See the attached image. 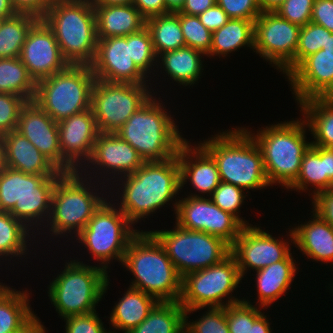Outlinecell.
I'll use <instances>...</instances> for the list:
<instances>
[{
	"instance_id": "cell-40",
	"label": "cell",
	"mask_w": 333,
	"mask_h": 333,
	"mask_svg": "<svg viewBox=\"0 0 333 333\" xmlns=\"http://www.w3.org/2000/svg\"><path fill=\"white\" fill-rule=\"evenodd\" d=\"M127 44H130L131 59L148 76L147 74L151 73L150 69L153 70L151 67L160 62L154 51L151 36L146 26L138 32L127 35Z\"/></svg>"
},
{
	"instance_id": "cell-52",
	"label": "cell",
	"mask_w": 333,
	"mask_h": 333,
	"mask_svg": "<svg viewBox=\"0 0 333 333\" xmlns=\"http://www.w3.org/2000/svg\"><path fill=\"white\" fill-rule=\"evenodd\" d=\"M198 17L202 25L211 33L223 27L230 20L226 12L217 3L200 14Z\"/></svg>"
},
{
	"instance_id": "cell-21",
	"label": "cell",
	"mask_w": 333,
	"mask_h": 333,
	"mask_svg": "<svg viewBox=\"0 0 333 333\" xmlns=\"http://www.w3.org/2000/svg\"><path fill=\"white\" fill-rule=\"evenodd\" d=\"M298 103L333 98V53L324 49L306 57L288 76Z\"/></svg>"
},
{
	"instance_id": "cell-16",
	"label": "cell",
	"mask_w": 333,
	"mask_h": 333,
	"mask_svg": "<svg viewBox=\"0 0 333 333\" xmlns=\"http://www.w3.org/2000/svg\"><path fill=\"white\" fill-rule=\"evenodd\" d=\"M174 205L177 225L219 237L230 246L244 227L235 216L214 204L211 197L206 199L202 195L191 193L187 198L176 201Z\"/></svg>"
},
{
	"instance_id": "cell-36",
	"label": "cell",
	"mask_w": 333,
	"mask_h": 333,
	"mask_svg": "<svg viewBox=\"0 0 333 333\" xmlns=\"http://www.w3.org/2000/svg\"><path fill=\"white\" fill-rule=\"evenodd\" d=\"M185 309L178 302H158L147 318L129 333H184Z\"/></svg>"
},
{
	"instance_id": "cell-6",
	"label": "cell",
	"mask_w": 333,
	"mask_h": 333,
	"mask_svg": "<svg viewBox=\"0 0 333 333\" xmlns=\"http://www.w3.org/2000/svg\"><path fill=\"white\" fill-rule=\"evenodd\" d=\"M305 127L308 128L305 119H293L266 126L256 135L244 128L260 147L271 186L279 183L288 188L297 179L302 157L311 146V142L306 141Z\"/></svg>"
},
{
	"instance_id": "cell-2",
	"label": "cell",
	"mask_w": 333,
	"mask_h": 333,
	"mask_svg": "<svg viewBox=\"0 0 333 333\" xmlns=\"http://www.w3.org/2000/svg\"><path fill=\"white\" fill-rule=\"evenodd\" d=\"M122 265L135 279L129 287L159 302L179 301L182 278L163 247L149 231H139L129 242Z\"/></svg>"
},
{
	"instance_id": "cell-32",
	"label": "cell",
	"mask_w": 333,
	"mask_h": 333,
	"mask_svg": "<svg viewBox=\"0 0 333 333\" xmlns=\"http://www.w3.org/2000/svg\"><path fill=\"white\" fill-rule=\"evenodd\" d=\"M309 131L315 141L311 145L333 147V98H311L299 103Z\"/></svg>"
},
{
	"instance_id": "cell-57",
	"label": "cell",
	"mask_w": 333,
	"mask_h": 333,
	"mask_svg": "<svg viewBox=\"0 0 333 333\" xmlns=\"http://www.w3.org/2000/svg\"><path fill=\"white\" fill-rule=\"evenodd\" d=\"M17 14L10 0H0V19H8Z\"/></svg>"
},
{
	"instance_id": "cell-30",
	"label": "cell",
	"mask_w": 333,
	"mask_h": 333,
	"mask_svg": "<svg viewBox=\"0 0 333 333\" xmlns=\"http://www.w3.org/2000/svg\"><path fill=\"white\" fill-rule=\"evenodd\" d=\"M123 298L116 303L110 314V324L116 330L129 333L140 325L159 302L141 290L129 287Z\"/></svg>"
},
{
	"instance_id": "cell-15",
	"label": "cell",
	"mask_w": 333,
	"mask_h": 333,
	"mask_svg": "<svg viewBox=\"0 0 333 333\" xmlns=\"http://www.w3.org/2000/svg\"><path fill=\"white\" fill-rule=\"evenodd\" d=\"M300 30L275 11L262 12L254 21V52L288 76L295 69Z\"/></svg>"
},
{
	"instance_id": "cell-55",
	"label": "cell",
	"mask_w": 333,
	"mask_h": 333,
	"mask_svg": "<svg viewBox=\"0 0 333 333\" xmlns=\"http://www.w3.org/2000/svg\"><path fill=\"white\" fill-rule=\"evenodd\" d=\"M216 0H185V3L178 13L190 16H199L212 7Z\"/></svg>"
},
{
	"instance_id": "cell-64",
	"label": "cell",
	"mask_w": 333,
	"mask_h": 333,
	"mask_svg": "<svg viewBox=\"0 0 333 333\" xmlns=\"http://www.w3.org/2000/svg\"><path fill=\"white\" fill-rule=\"evenodd\" d=\"M328 191L333 193V180L331 181V184H330V187H329Z\"/></svg>"
},
{
	"instance_id": "cell-33",
	"label": "cell",
	"mask_w": 333,
	"mask_h": 333,
	"mask_svg": "<svg viewBox=\"0 0 333 333\" xmlns=\"http://www.w3.org/2000/svg\"><path fill=\"white\" fill-rule=\"evenodd\" d=\"M203 52L191 47H182L177 50L167 51L160 56L158 60L162 61V65L168 77H171L179 85H192L200 78L203 67L202 56ZM160 57V58H159ZM170 75V76H169Z\"/></svg>"
},
{
	"instance_id": "cell-35",
	"label": "cell",
	"mask_w": 333,
	"mask_h": 333,
	"mask_svg": "<svg viewBox=\"0 0 333 333\" xmlns=\"http://www.w3.org/2000/svg\"><path fill=\"white\" fill-rule=\"evenodd\" d=\"M145 26L150 33L157 57L164 52L186 46L178 12L152 16L146 19Z\"/></svg>"
},
{
	"instance_id": "cell-11",
	"label": "cell",
	"mask_w": 333,
	"mask_h": 333,
	"mask_svg": "<svg viewBox=\"0 0 333 333\" xmlns=\"http://www.w3.org/2000/svg\"><path fill=\"white\" fill-rule=\"evenodd\" d=\"M174 228L149 232L163 247L181 278L216 265L231 253V246L219 237L187 230L177 224Z\"/></svg>"
},
{
	"instance_id": "cell-18",
	"label": "cell",
	"mask_w": 333,
	"mask_h": 333,
	"mask_svg": "<svg viewBox=\"0 0 333 333\" xmlns=\"http://www.w3.org/2000/svg\"><path fill=\"white\" fill-rule=\"evenodd\" d=\"M58 128L62 172L79 171L90 160L95 140L100 133L91 108L60 121ZM79 160H85L84 164Z\"/></svg>"
},
{
	"instance_id": "cell-61",
	"label": "cell",
	"mask_w": 333,
	"mask_h": 333,
	"mask_svg": "<svg viewBox=\"0 0 333 333\" xmlns=\"http://www.w3.org/2000/svg\"><path fill=\"white\" fill-rule=\"evenodd\" d=\"M185 0H165L166 14L179 12L183 7Z\"/></svg>"
},
{
	"instance_id": "cell-3",
	"label": "cell",
	"mask_w": 333,
	"mask_h": 333,
	"mask_svg": "<svg viewBox=\"0 0 333 333\" xmlns=\"http://www.w3.org/2000/svg\"><path fill=\"white\" fill-rule=\"evenodd\" d=\"M199 144L214 158L221 182L243 190L270 186L260 147L244 128L220 132Z\"/></svg>"
},
{
	"instance_id": "cell-13",
	"label": "cell",
	"mask_w": 333,
	"mask_h": 333,
	"mask_svg": "<svg viewBox=\"0 0 333 333\" xmlns=\"http://www.w3.org/2000/svg\"><path fill=\"white\" fill-rule=\"evenodd\" d=\"M114 205L106 199L76 239L87 247L92 257L101 262L99 266L106 271L111 259L123 263L129 242L139 232L133 228L127 216Z\"/></svg>"
},
{
	"instance_id": "cell-54",
	"label": "cell",
	"mask_w": 333,
	"mask_h": 333,
	"mask_svg": "<svg viewBox=\"0 0 333 333\" xmlns=\"http://www.w3.org/2000/svg\"><path fill=\"white\" fill-rule=\"evenodd\" d=\"M133 5L145 19L166 14L165 0H133Z\"/></svg>"
},
{
	"instance_id": "cell-43",
	"label": "cell",
	"mask_w": 333,
	"mask_h": 333,
	"mask_svg": "<svg viewBox=\"0 0 333 333\" xmlns=\"http://www.w3.org/2000/svg\"><path fill=\"white\" fill-rule=\"evenodd\" d=\"M180 25L185 45L207 55L211 49L212 33L202 25L199 17L180 13Z\"/></svg>"
},
{
	"instance_id": "cell-5",
	"label": "cell",
	"mask_w": 333,
	"mask_h": 333,
	"mask_svg": "<svg viewBox=\"0 0 333 333\" xmlns=\"http://www.w3.org/2000/svg\"><path fill=\"white\" fill-rule=\"evenodd\" d=\"M160 101L152 96L115 132L145 162L164 161L176 156L186 140Z\"/></svg>"
},
{
	"instance_id": "cell-25",
	"label": "cell",
	"mask_w": 333,
	"mask_h": 333,
	"mask_svg": "<svg viewBox=\"0 0 333 333\" xmlns=\"http://www.w3.org/2000/svg\"><path fill=\"white\" fill-rule=\"evenodd\" d=\"M3 137L8 168L30 175H62L64 173L16 130L4 134Z\"/></svg>"
},
{
	"instance_id": "cell-47",
	"label": "cell",
	"mask_w": 333,
	"mask_h": 333,
	"mask_svg": "<svg viewBox=\"0 0 333 333\" xmlns=\"http://www.w3.org/2000/svg\"><path fill=\"white\" fill-rule=\"evenodd\" d=\"M314 1L315 0H284L275 12L282 18L302 27L311 22Z\"/></svg>"
},
{
	"instance_id": "cell-53",
	"label": "cell",
	"mask_w": 333,
	"mask_h": 333,
	"mask_svg": "<svg viewBox=\"0 0 333 333\" xmlns=\"http://www.w3.org/2000/svg\"><path fill=\"white\" fill-rule=\"evenodd\" d=\"M17 13H28L41 19L55 0H10Z\"/></svg>"
},
{
	"instance_id": "cell-23",
	"label": "cell",
	"mask_w": 333,
	"mask_h": 333,
	"mask_svg": "<svg viewBox=\"0 0 333 333\" xmlns=\"http://www.w3.org/2000/svg\"><path fill=\"white\" fill-rule=\"evenodd\" d=\"M144 162L138 152L116 133L100 132L95 140L91 158L86 164H90L87 165L89 167L95 165L92 169L103 170V174L112 173L111 179H114L134 173Z\"/></svg>"
},
{
	"instance_id": "cell-26",
	"label": "cell",
	"mask_w": 333,
	"mask_h": 333,
	"mask_svg": "<svg viewBox=\"0 0 333 333\" xmlns=\"http://www.w3.org/2000/svg\"><path fill=\"white\" fill-rule=\"evenodd\" d=\"M312 213V220L290 230L291 243L308 258L333 264V227Z\"/></svg>"
},
{
	"instance_id": "cell-45",
	"label": "cell",
	"mask_w": 333,
	"mask_h": 333,
	"mask_svg": "<svg viewBox=\"0 0 333 333\" xmlns=\"http://www.w3.org/2000/svg\"><path fill=\"white\" fill-rule=\"evenodd\" d=\"M242 188L230 183L221 182L210 197L214 204L225 212L231 213L235 216L244 226H249L246 220L241 219L238 215L240 207L244 202L246 195ZM247 222V223H246Z\"/></svg>"
},
{
	"instance_id": "cell-48",
	"label": "cell",
	"mask_w": 333,
	"mask_h": 333,
	"mask_svg": "<svg viewBox=\"0 0 333 333\" xmlns=\"http://www.w3.org/2000/svg\"><path fill=\"white\" fill-rule=\"evenodd\" d=\"M230 19L255 21L262 13L257 0H216Z\"/></svg>"
},
{
	"instance_id": "cell-46",
	"label": "cell",
	"mask_w": 333,
	"mask_h": 333,
	"mask_svg": "<svg viewBox=\"0 0 333 333\" xmlns=\"http://www.w3.org/2000/svg\"><path fill=\"white\" fill-rule=\"evenodd\" d=\"M26 102L20 95L0 93V134L16 130L21 109Z\"/></svg>"
},
{
	"instance_id": "cell-7",
	"label": "cell",
	"mask_w": 333,
	"mask_h": 333,
	"mask_svg": "<svg viewBox=\"0 0 333 333\" xmlns=\"http://www.w3.org/2000/svg\"><path fill=\"white\" fill-rule=\"evenodd\" d=\"M60 176L30 175L6 167L0 172V211L9 212L30 230L44 224Z\"/></svg>"
},
{
	"instance_id": "cell-17",
	"label": "cell",
	"mask_w": 333,
	"mask_h": 333,
	"mask_svg": "<svg viewBox=\"0 0 333 333\" xmlns=\"http://www.w3.org/2000/svg\"><path fill=\"white\" fill-rule=\"evenodd\" d=\"M261 227L244 226L239 237L231 245L241 278L249 268L261 270L275 262L285 260L291 253L289 242L276 239Z\"/></svg>"
},
{
	"instance_id": "cell-65",
	"label": "cell",
	"mask_w": 333,
	"mask_h": 333,
	"mask_svg": "<svg viewBox=\"0 0 333 333\" xmlns=\"http://www.w3.org/2000/svg\"><path fill=\"white\" fill-rule=\"evenodd\" d=\"M3 20L4 19H0V29H1V26H2V23H3Z\"/></svg>"
},
{
	"instance_id": "cell-60",
	"label": "cell",
	"mask_w": 333,
	"mask_h": 333,
	"mask_svg": "<svg viewBox=\"0 0 333 333\" xmlns=\"http://www.w3.org/2000/svg\"><path fill=\"white\" fill-rule=\"evenodd\" d=\"M92 6L132 5L133 0H88Z\"/></svg>"
},
{
	"instance_id": "cell-1",
	"label": "cell",
	"mask_w": 333,
	"mask_h": 333,
	"mask_svg": "<svg viewBox=\"0 0 333 333\" xmlns=\"http://www.w3.org/2000/svg\"><path fill=\"white\" fill-rule=\"evenodd\" d=\"M119 209L135 224L146 218L181 191L177 155L164 161L144 162L134 173L123 176ZM124 179V180H123ZM146 216V217H145Z\"/></svg>"
},
{
	"instance_id": "cell-24",
	"label": "cell",
	"mask_w": 333,
	"mask_h": 333,
	"mask_svg": "<svg viewBox=\"0 0 333 333\" xmlns=\"http://www.w3.org/2000/svg\"><path fill=\"white\" fill-rule=\"evenodd\" d=\"M189 142L185 140L177 153L181 189L189 179L188 181L193 185V188L204 195L208 193L211 196L221 183L217 164L200 144L192 148Z\"/></svg>"
},
{
	"instance_id": "cell-49",
	"label": "cell",
	"mask_w": 333,
	"mask_h": 333,
	"mask_svg": "<svg viewBox=\"0 0 333 333\" xmlns=\"http://www.w3.org/2000/svg\"><path fill=\"white\" fill-rule=\"evenodd\" d=\"M98 313L92 312L64 318L66 321L65 333H107Z\"/></svg>"
},
{
	"instance_id": "cell-10",
	"label": "cell",
	"mask_w": 333,
	"mask_h": 333,
	"mask_svg": "<svg viewBox=\"0 0 333 333\" xmlns=\"http://www.w3.org/2000/svg\"><path fill=\"white\" fill-rule=\"evenodd\" d=\"M95 75L89 65H69L36 82L35 101L57 123L91 108Z\"/></svg>"
},
{
	"instance_id": "cell-58",
	"label": "cell",
	"mask_w": 333,
	"mask_h": 333,
	"mask_svg": "<svg viewBox=\"0 0 333 333\" xmlns=\"http://www.w3.org/2000/svg\"><path fill=\"white\" fill-rule=\"evenodd\" d=\"M19 333H46L45 327L41 324V321L36 317L27 327H25Z\"/></svg>"
},
{
	"instance_id": "cell-63",
	"label": "cell",
	"mask_w": 333,
	"mask_h": 333,
	"mask_svg": "<svg viewBox=\"0 0 333 333\" xmlns=\"http://www.w3.org/2000/svg\"><path fill=\"white\" fill-rule=\"evenodd\" d=\"M326 52L333 53V33L331 35H327V42L325 44V48H323Z\"/></svg>"
},
{
	"instance_id": "cell-50",
	"label": "cell",
	"mask_w": 333,
	"mask_h": 333,
	"mask_svg": "<svg viewBox=\"0 0 333 333\" xmlns=\"http://www.w3.org/2000/svg\"><path fill=\"white\" fill-rule=\"evenodd\" d=\"M311 22L321 25L333 33V0H315Z\"/></svg>"
},
{
	"instance_id": "cell-29",
	"label": "cell",
	"mask_w": 333,
	"mask_h": 333,
	"mask_svg": "<svg viewBox=\"0 0 333 333\" xmlns=\"http://www.w3.org/2000/svg\"><path fill=\"white\" fill-rule=\"evenodd\" d=\"M293 258L291 253L285 260L256 271L258 307L265 309L289 290L298 269Z\"/></svg>"
},
{
	"instance_id": "cell-9",
	"label": "cell",
	"mask_w": 333,
	"mask_h": 333,
	"mask_svg": "<svg viewBox=\"0 0 333 333\" xmlns=\"http://www.w3.org/2000/svg\"><path fill=\"white\" fill-rule=\"evenodd\" d=\"M84 172L85 177L80 170L64 172L56 181L47 220V227L51 226L49 232H53L56 237L70 234L72 230L76 234L73 237H76L106 200L103 198L104 193L102 197L97 192L93 193V189H90L93 184L86 178V168Z\"/></svg>"
},
{
	"instance_id": "cell-22",
	"label": "cell",
	"mask_w": 333,
	"mask_h": 333,
	"mask_svg": "<svg viewBox=\"0 0 333 333\" xmlns=\"http://www.w3.org/2000/svg\"><path fill=\"white\" fill-rule=\"evenodd\" d=\"M16 131L62 171L58 123L35 101H27L21 109Z\"/></svg>"
},
{
	"instance_id": "cell-34",
	"label": "cell",
	"mask_w": 333,
	"mask_h": 333,
	"mask_svg": "<svg viewBox=\"0 0 333 333\" xmlns=\"http://www.w3.org/2000/svg\"><path fill=\"white\" fill-rule=\"evenodd\" d=\"M245 46L254 51V21L230 19L223 27L212 33L211 49L207 56L225 57Z\"/></svg>"
},
{
	"instance_id": "cell-27",
	"label": "cell",
	"mask_w": 333,
	"mask_h": 333,
	"mask_svg": "<svg viewBox=\"0 0 333 333\" xmlns=\"http://www.w3.org/2000/svg\"><path fill=\"white\" fill-rule=\"evenodd\" d=\"M333 180V151L311 145L304 153L297 179L287 188L302 192L313 186V196L327 191Z\"/></svg>"
},
{
	"instance_id": "cell-62",
	"label": "cell",
	"mask_w": 333,
	"mask_h": 333,
	"mask_svg": "<svg viewBox=\"0 0 333 333\" xmlns=\"http://www.w3.org/2000/svg\"><path fill=\"white\" fill-rule=\"evenodd\" d=\"M6 167V146L4 137L2 134H0V172L3 171Z\"/></svg>"
},
{
	"instance_id": "cell-38",
	"label": "cell",
	"mask_w": 333,
	"mask_h": 333,
	"mask_svg": "<svg viewBox=\"0 0 333 333\" xmlns=\"http://www.w3.org/2000/svg\"><path fill=\"white\" fill-rule=\"evenodd\" d=\"M39 20L28 13L4 19L0 29V58H17L31 27Z\"/></svg>"
},
{
	"instance_id": "cell-37",
	"label": "cell",
	"mask_w": 333,
	"mask_h": 333,
	"mask_svg": "<svg viewBox=\"0 0 333 333\" xmlns=\"http://www.w3.org/2000/svg\"><path fill=\"white\" fill-rule=\"evenodd\" d=\"M0 93L20 95L27 101L34 99L36 82L19 57L0 58Z\"/></svg>"
},
{
	"instance_id": "cell-31",
	"label": "cell",
	"mask_w": 333,
	"mask_h": 333,
	"mask_svg": "<svg viewBox=\"0 0 333 333\" xmlns=\"http://www.w3.org/2000/svg\"><path fill=\"white\" fill-rule=\"evenodd\" d=\"M29 294L0 283V333H19L37 317Z\"/></svg>"
},
{
	"instance_id": "cell-20",
	"label": "cell",
	"mask_w": 333,
	"mask_h": 333,
	"mask_svg": "<svg viewBox=\"0 0 333 333\" xmlns=\"http://www.w3.org/2000/svg\"><path fill=\"white\" fill-rule=\"evenodd\" d=\"M96 79L112 83L148 84L147 77L130 57L127 36L97 40L94 61L90 65Z\"/></svg>"
},
{
	"instance_id": "cell-51",
	"label": "cell",
	"mask_w": 333,
	"mask_h": 333,
	"mask_svg": "<svg viewBox=\"0 0 333 333\" xmlns=\"http://www.w3.org/2000/svg\"><path fill=\"white\" fill-rule=\"evenodd\" d=\"M313 212L333 227V193L322 191L312 198Z\"/></svg>"
},
{
	"instance_id": "cell-41",
	"label": "cell",
	"mask_w": 333,
	"mask_h": 333,
	"mask_svg": "<svg viewBox=\"0 0 333 333\" xmlns=\"http://www.w3.org/2000/svg\"><path fill=\"white\" fill-rule=\"evenodd\" d=\"M332 32L313 22L301 27L298 47L295 53V68L309 55L325 48L327 35Z\"/></svg>"
},
{
	"instance_id": "cell-42",
	"label": "cell",
	"mask_w": 333,
	"mask_h": 333,
	"mask_svg": "<svg viewBox=\"0 0 333 333\" xmlns=\"http://www.w3.org/2000/svg\"><path fill=\"white\" fill-rule=\"evenodd\" d=\"M260 308L250 304L249 300L226 306V321L230 333H250L253 322L262 314Z\"/></svg>"
},
{
	"instance_id": "cell-44",
	"label": "cell",
	"mask_w": 333,
	"mask_h": 333,
	"mask_svg": "<svg viewBox=\"0 0 333 333\" xmlns=\"http://www.w3.org/2000/svg\"><path fill=\"white\" fill-rule=\"evenodd\" d=\"M208 309L206 314L194 322H187L189 317L184 316V333H230L226 321V307Z\"/></svg>"
},
{
	"instance_id": "cell-56",
	"label": "cell",
	"mask_w": 333,
	"mask_h": 333,
	"mask_svg": "<svg viewBox=\"0 0 333 333\" xmlns=\"http://www.w3.org/2000/svg\"><path fill=\"white\" fill-rule=\"evenodd\" d=\"M264 314L265 312L253 322L250 333H272L269 320L266 319L267 316Z\"/></svg>"
},
{
	"instance_id": "cell-14",
	"label": "cell",
	"mask_w": 333,
	"mask_h": 333,
	"mask_svg": "<svg viewBox=\"0 0 333 333\" xmlns=\"http://www.w3.org/2000/svg\"><path fill=\"white\" fill-rule=\"evenodd\" d=\"M146 84L112 83L95 80L91 110L99 132L115 133L143 106L152 93Z\"/></svg>"
},
{
	"instance_id": "cell-19",
	"label": "cell",
	"mask_w": 333,
	"mask_h": 333,
	"mask_svg": "<svg viewBox=\"0 0 333 333\" xmlns=\"http://www.w3.org/2000/svg\"><path fill=\"white\" fill-rule=\"evenodd\" d=\"M19 59L35 82L61 72L69 66L53 31L42 19L29 30Z\"/></svg>"
},
{
	"instance_id": "cell-59",
	"label": "cell",
	"mask_w": 333,
	"mask_h": 333,
	"mask_svg": "<svg viewBox=\"0 0 333 333\" xmlns=\"http://www.w3.org/2000/svg\"><path fill=\"white\" fill-rule=\"evenodd\" d=\"M262 12L265 11H275L284 0H257Z\"/></svg>"
},
{
	"instance_id": "cell-12",
	"label": "cell",
	"mask_w": 333,
	"mask_h": 333,
	"mask_svg": "<svg viewBox=\"0 0 333 333\" xmlns=\"http://www.w3.org/2000/svg\"><path fill=\"white\" fill-rule=\"evenodd\" d=\"M241 280L237 262L231 254L216 265L186 274L182 277L178 301L185 309L184 316L206 307H226L242 301L231 295ZM226 297V303L222 302Z\"/></svg>"
},
{
	"instance_id": "cell-8",
	"label": "cell",
	"mask_w": 333,
	"mask_h": 333,
	"mask_svg": "<svg viewBox=\"0 0 333 333\" xmlns=\"http://www.w3.org/2000/svg\"><path fill=\"white\" fill-rule=\"evenodd\" d=\"M108 271L78 260L65 263L64 270L51 281L48 296L62 318L96 311L109 285Z\"/></svg>"
},
{
	"instance_id": "cell-4",
	"label": "cell",
	"mask_w": 333,
	"mask_h": 333,
	"mask_svg": "<svg viewBox=\"0 0 333 333\" xmlns=\"http://www.w3.org/2000/svg\"><path fill=\"white\" fill-rule=\"evenodd\" d=\"M69 65H91L97 49L94 7L88 0H55L41 18Z\"/></svg>"
},
{
	"instance_id": "cell-39",
	"label": "cell",
	"mask_w": 333,
	"mask_h": 333,
	"mask_svg": "<svg viewBox=\"0 0 333 333\" xmlns=\"http://www.w3.org/2000/svg\"><path fill=\"white\" fill-rule=\"evenodd\" d=\"M30 229L9 212L0 211V260L3 257H23L27 254L26 239L30 238ZM27 237V238H26ZM11 255V256H10Z\"/></svg>"
},
{
	"instance_id": "cell-28",
	"label": "cell",
	"mask_w": 333,
	"mask_h": 333,
	"mask_svg": "<svg viewBox=\"0 0 333 333\" xmlns=\"http://www.w3.org/2000/svg\"><path fill=\"white\" fill-rule=\"evenodd\" d=\"M93 7L97 39L127 36L145 27L146 19L133 4Z\"/></svg>"
}]
</instances>
